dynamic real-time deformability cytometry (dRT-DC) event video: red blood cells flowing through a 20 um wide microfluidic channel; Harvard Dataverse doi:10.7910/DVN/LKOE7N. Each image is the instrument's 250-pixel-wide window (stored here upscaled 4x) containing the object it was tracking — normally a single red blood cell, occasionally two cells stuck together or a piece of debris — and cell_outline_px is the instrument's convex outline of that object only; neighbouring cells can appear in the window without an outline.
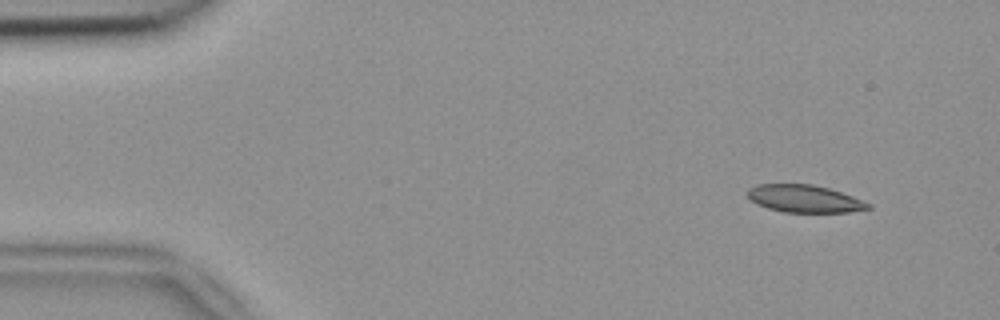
{"species": "common noctule bat (a hibernating species)", "species_latin": "Nyctalus noctula", "temperature_condition": "room temperature", "stored_images_in_passage": 50, "camera_frame_rate_fps": 3000, "um_per_image_px": 0.085, "animal": {"sex": "female", "body_mass_g": 18.4}, "frame": {"image": 1, "passage_image": 2, "time_ms": 0.333, "image_size_px": [1000, 320], "cell_outline_px": [[872, 208], [848, 212], [784, 212], [768, 208], [756, 204], [748, 196], [748, 188], [756, 184], [812, 184], [828, 188], [852, 196], [872, 204]], "centroid_in_image_um": [68.38, 16.89], "position_along_channel_um": 16.6, "area_um2": 19.25}}
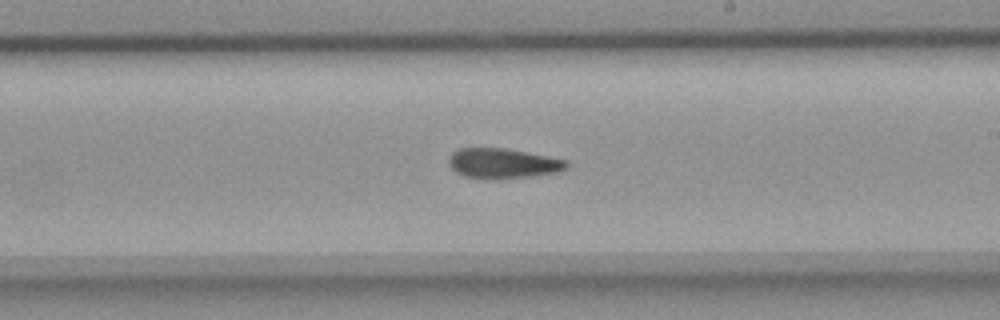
{"frame": {"image": 2, "passage_image": 28, "time_ms": 9.0, "image_size_px": [1000, 320], "cell_outline_px": [[568, 168], [556, 172], [532, 176], [492, 180], [464, 176], [456, 172], [448, 164], [448, 156], [452, 152], [460, 148], [504, 148], [568, 160]], "centroid_in_image_um": [42.72, 13.89], "position_along_channel_um": 246.3, "area_um2": 20.75}}
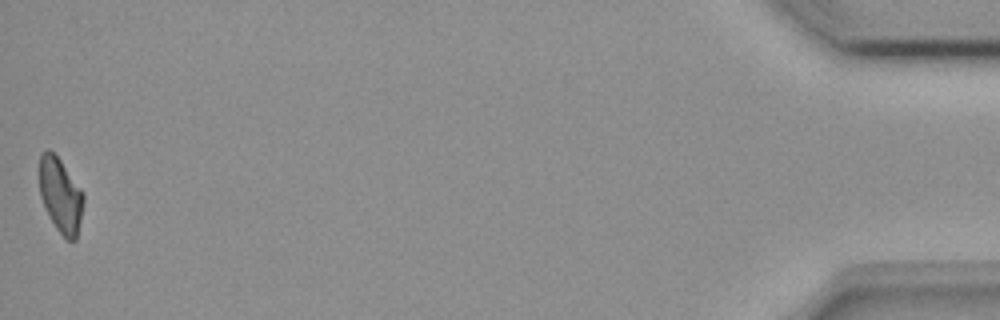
{"frame": {"image": 3, "passage_image": 50, "time_ms": 16.333, "image_size_px": [1000, 320], "cell_outline_px": [[84, 200], [76, 240], [68, 240], [56, 228], [40, 196], [40, 152], [48, 148], [60, 160], [80, 188], [84, 196]], "centroid_in_image_um": [5.14, 16.57], "position_along_channel_um": 430.1, "area_um2": 18.67}, "authors_computed_cell_mechanics": {"area_um2": 20.519, "velocity_mm_per_s": 3.8255, "shape_relaxation_time_tau1_ms": null, "shape_relaxation_time_tau2_ms": 8.5243, "deformation_change_tau1": null, "deformation_change_tau2": 0.1732}}